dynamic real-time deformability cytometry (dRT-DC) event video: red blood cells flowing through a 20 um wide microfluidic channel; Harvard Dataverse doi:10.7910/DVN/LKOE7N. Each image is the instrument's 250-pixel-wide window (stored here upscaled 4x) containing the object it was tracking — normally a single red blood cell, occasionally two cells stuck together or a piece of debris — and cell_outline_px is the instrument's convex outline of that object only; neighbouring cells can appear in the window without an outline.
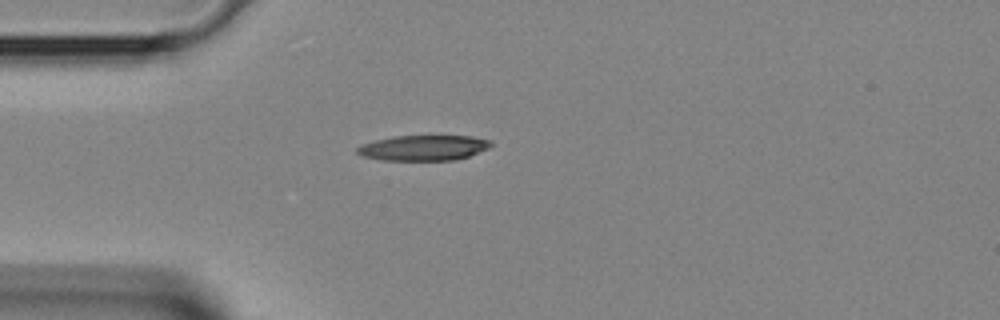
{"species": "Egyptian fruit bat (a non-hibernating species)", "species_latin": "Rousettus aegyptiacus", "temperature_condition": "room temperature", "stored_images_in_passage": 1, "camera_frame_rate_fps": 3000, "um_per_image_px": 0.085, "animal": {"sex": "female"}, "frame": {"image": 1, "passage_image": 1, "time_ms": 0.0, "image_size_px": [1000, 320], "cell_outline_px": [[492, 144], [488, 148], [468, 156], [456, 160], [384, 160], [364, 156], [356, 152], [356, 148], [360, 144], [392, 136], [472, 136], [492, 140]], "centroid_in_image_um": [36.0, 12.56], "position_along_channel_um": 49.0, "area_um2": 19.71}}